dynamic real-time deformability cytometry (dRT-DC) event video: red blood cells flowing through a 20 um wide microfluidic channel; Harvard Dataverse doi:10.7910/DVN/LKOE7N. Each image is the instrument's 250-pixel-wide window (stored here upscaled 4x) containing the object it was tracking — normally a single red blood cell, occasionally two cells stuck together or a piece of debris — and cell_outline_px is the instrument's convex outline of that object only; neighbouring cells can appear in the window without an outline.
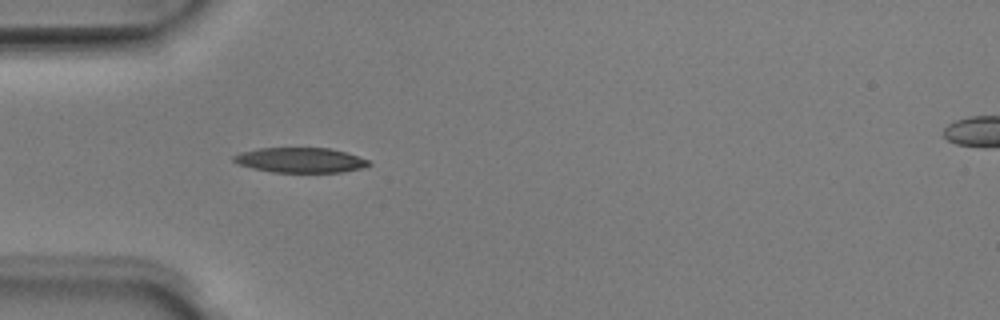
{"species": "Egyptian fruit bat (a non-hibernating species)", "species_latin": "Rousettus aegyptiacus", "temperature_condition": "room temperature", "stored_images_in_passage": 39, "camera_frame_rate_fps": 3000, "um_per_image_px": 0.085, "animal": {"sex": "male"}, "frame": {"image": 1, "passage_image": 4, "time_ms": 1.0, "image_size_px": [1000, 320], "cell_outline_px": [[372, 164], [364, 168], [344, 172], [272, 172], [252, 168], [236, 164], [232, 160], [232, 156], [240, 152], [260, 148], [328, 148], [344, 152], [368, 160]], "centroid_in_image_um": [25.49, 13.62], "position_along_channel_um": 59.5, "area_um2": 19.71}}
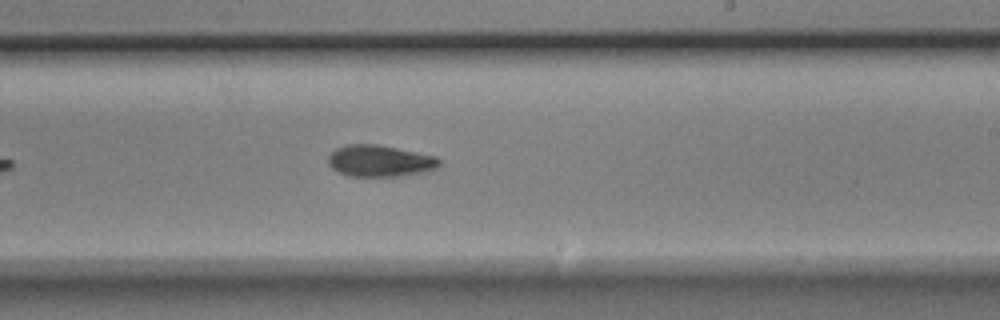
{"frame": {"image": 2, "passage_image": 19, "time_ms": 6.0, "image_size_px": [1000, 320], "cell_outline_px": [[440, 164], [436, 168], [428, 172], [408, 176], [348, 176], [332, 168], [328, 164], [328, 156], [336, 148], [344, 144], [380, 144], [436, 156], [440, 160]], "centroid_in_image_um": [32.32, 13.68], "position_along_channel_um": 256.7, "area_um2": 20.81}}
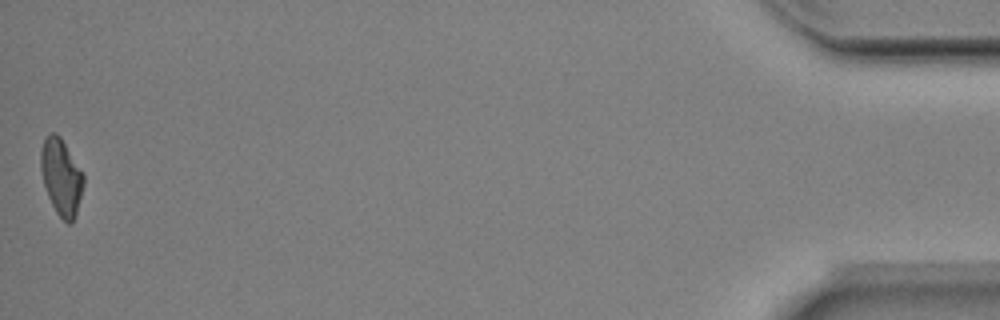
{"frame": {"image": 3, "passage_image": 39, "time_ms": 12.667, "image_size_px": [1000, 320], "cell_outline_px": [[84, 184], [76, 216], [72, 224], [68, 224], [56, 212], [48, 196], [44, 184], [40, 168], [40, 152], [44, 140], [48, 132], [56, 132], [60, 136], [84, 172]], "centroid_in_image_um": [5.22, 15.03], "position_along_channel_um": 430.0, "area_um2": 19.31}, "authors_computed_cell_mechanics": {"area_um2": 20.0566, "velocity_mm_per_s": 4.0155, "shape_relaxation_time_tau1_ms": 5.0038, "shape_relaxation_time_tau2_ms": null, "deformation_change_tau1": 0.1565, "deformation_change_tau2": null}}